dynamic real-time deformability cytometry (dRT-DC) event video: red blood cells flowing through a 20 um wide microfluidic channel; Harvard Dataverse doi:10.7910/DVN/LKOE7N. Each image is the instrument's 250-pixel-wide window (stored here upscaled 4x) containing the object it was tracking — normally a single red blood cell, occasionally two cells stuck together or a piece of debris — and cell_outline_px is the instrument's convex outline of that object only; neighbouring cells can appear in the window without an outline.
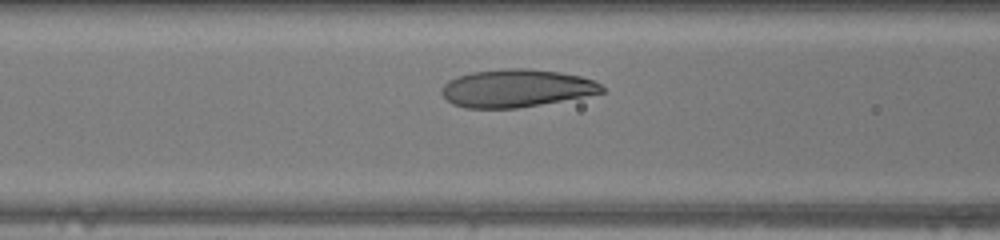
{"species": "human", "species_latin": "Homo sapiens", "temperature_condition": "warm", "stored_images_in_passage": 31, "camera_frame_rate_fps": 3000, "um_per_image_px": 0.085, "donor": {"sex": "female"}, "frame": {"image": 1, "passage_image": 11, "time_ms": 3.333, "image_size_px": [1000, 240], "cell_outline_px": [[604, 92], [584, 96], [540, 104], [516, 108], [464, 108], [452, 104], [440, 92], [440, 88], [448, 80], [456, 76], [472, 72], [508, 68], [528, 68], [560, 72], [580, 76], [592, 80], [600, 84], [604, 88]], "centroid_in_image_um": [43.83, 7.49], "position_along_channel_um": 122.8, "area_um2": 35.2}}
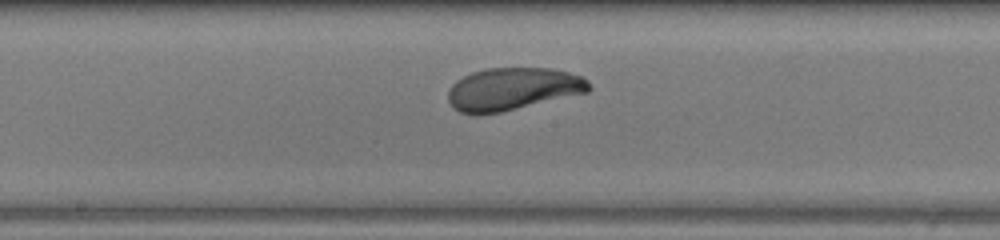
{"frame": {"image": 2, "passage_image": 17, "time_ms": 5.333, "image_size_px": [1000, 240], "cell_outline_px": [[592, 88], [588, 92], [500, 112], [476, 116], [460, 112], [452, 108], [448, 100], [448, 92], [452, 84], [456, 80], [472, 72], [488, 68], [552, 68], [568, 72], [580, 76], [588, 80]], "centroid_in_image_um": [43.55, 7.57], "position_along_channel_um": 204.6, "area_um2": 35.08}}
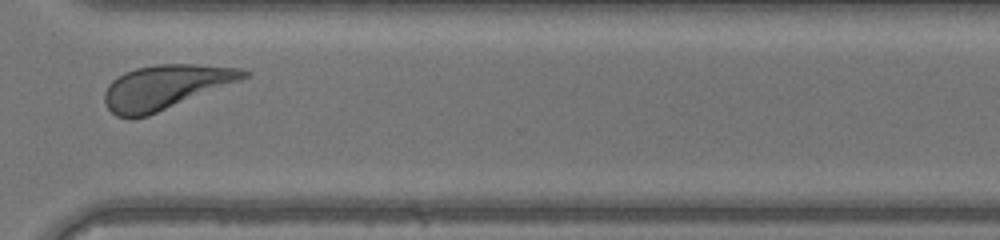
{"frame": {"image": 3, "passage_image": 28, "time_ms": 9.0, "image_size_px": [1000, 240], "cell_outline_px": [[252, 76], [148, 116], [132, 120], [116, 116], [104, 104], [104, 92], [108, 84], [112, 80], [124, 72], [136, 68], [156, 64], [196, 64], [240, 68], [252, 72]], "centroid_in_image_um": [14.06, 7.41], "position_along_channel_um": 356.5, "area_um2": 36.3}, "authors_computed_cell_mechanics": {"area_um2": 34.7378, "velocity_mm_per_s": 4.1242, "shape_relaxation_time_tau1_ms": 2.4755, "shape_relaxation_time_tau2_ms": 9.3461, "deformation_change_tau1": 0.1388, "deformation_change_tau2": 0.1657}}